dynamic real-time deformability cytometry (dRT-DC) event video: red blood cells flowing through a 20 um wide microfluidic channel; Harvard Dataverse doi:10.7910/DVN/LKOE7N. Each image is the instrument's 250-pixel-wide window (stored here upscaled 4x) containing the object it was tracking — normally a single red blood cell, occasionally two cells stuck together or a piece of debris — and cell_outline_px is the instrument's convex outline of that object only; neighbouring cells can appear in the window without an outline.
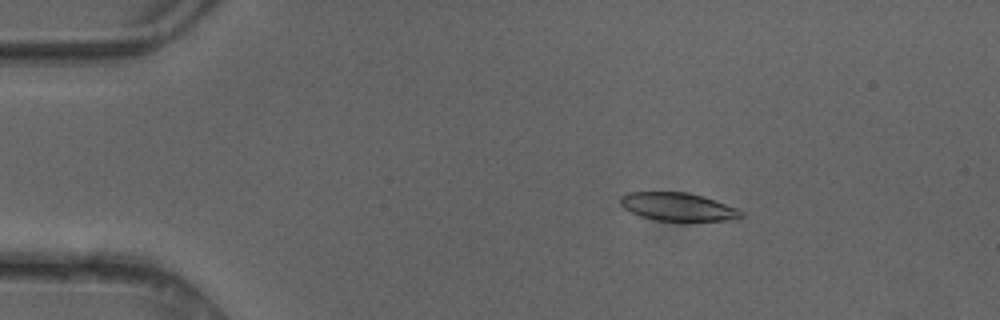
{"species": "common noctule bat (a hibernating species)", "species_latin": "Nyctalus noctula", "temperature_condition": "cold", "stored_images_in_passage": 5, "camera_frame_rate_fps": 3000, "um_per_image_px": 0.085, "animal": {"sex": "female"}, "frame": {"image": 1, "passage_image": 2, "time_ms": 0.333, "image_size_px": [1000, 320], "cell_outline_px": [[744, 216], [724, 220], [656, 220], [640, 216], [624, 208], [620, 204], [620, 196], [628, 192], [688, 192], [704, 196], [716, 200], [736, 208], [744, 212]], "centroid_in_image_um": [57.6, 17.55], "position_along_channel_um": 27.4, "area_um2": 19.59}}
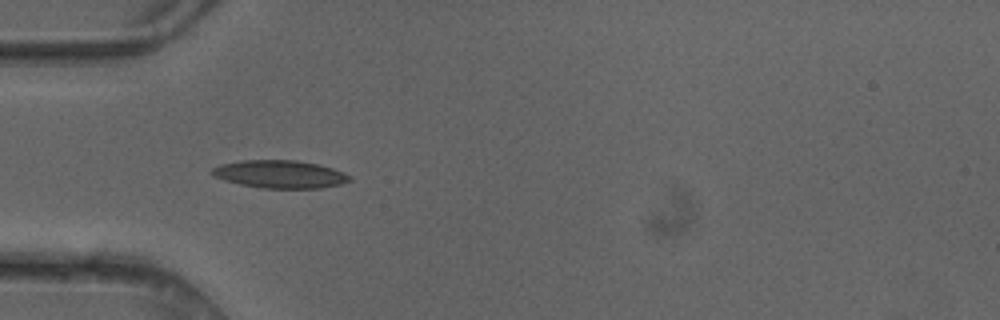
{"frame": {"image": 2, "passage_image": 4, "time_ms": 1.0, "image_size_px": [1000, 320], "cell_outline_px": [[352, 180], [340, 184], [320, 188], [260, 188], [240, 184], [224, 180], [212, 176], [208, 172], [212, 168], [220, 164], [240, 160], [296, 160], [320, 164], [344, 172], [352, 176]], "centroid_in_image_um": [23.77, 14.8], "position_along_channel_um": 61.2, "area_um2": 22.6}}
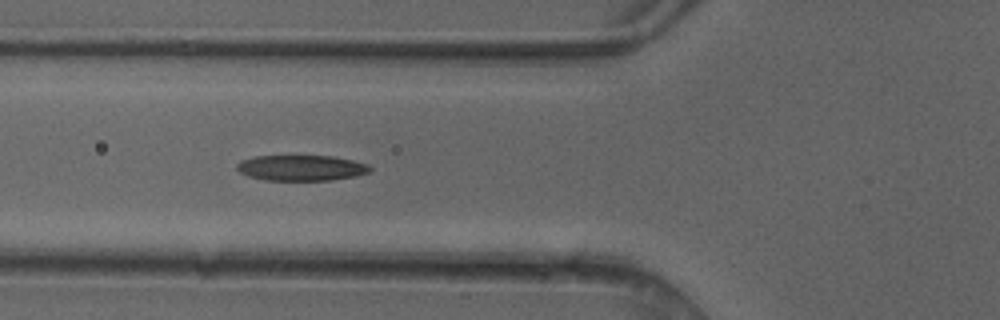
{"frame": {"image": 3, "passage_image": 5, "time_ms": 1.333, "image_size_px": [1000, 320], "cell_outline_px": [[372, 168], [368, 172], [356, 176], [332, 180], [264, 180], [248, 176], [240, 172], [236, 168], [236, 164], [240, 160], [256, 156], [332, 156], [352, 160], [368, 164]], "centroid_in_image_um": [25.59, 14.27], "position_along_channel_um": 100.2, "area_um2": 19.88}}